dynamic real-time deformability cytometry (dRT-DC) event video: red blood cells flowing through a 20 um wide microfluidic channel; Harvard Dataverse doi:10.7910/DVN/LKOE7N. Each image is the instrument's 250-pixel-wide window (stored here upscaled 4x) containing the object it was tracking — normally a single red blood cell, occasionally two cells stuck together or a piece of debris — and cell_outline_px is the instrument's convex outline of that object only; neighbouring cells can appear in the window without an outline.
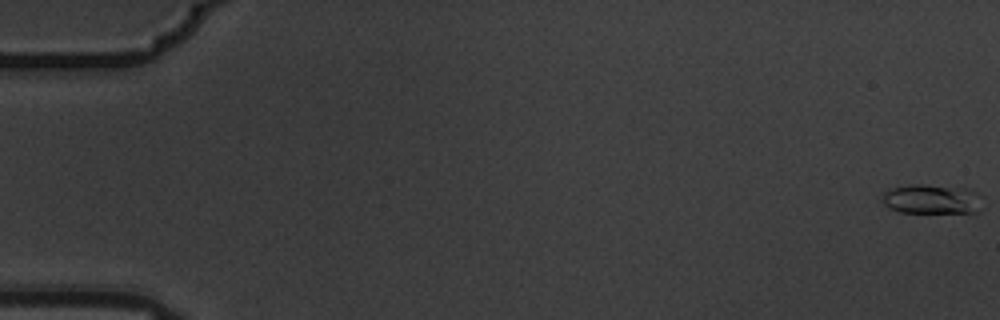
{"species": "common noctule bat (a hibernating species)", "species_latin": "Nyctalus noctula", "temperature_condition": "warm", "stored_images_in_passage": 6, "camera_frame_rate_fps": 3000, "um_per_image_px": 0.085, "animal": {"sex": "male", "body_mass_g": 19.5, "forearm_length_mm": 54.6}, "frame": {"image": 1, "passage_image": 1, "time_ms": 0.0, "image_size_px": [1000, 320], "cell_outline_px": [[984, 208], [980, 212], [900, 212], [888, 208], [880, 200], [884, 192], [888, 188], [908, 184], [924, 184], [972, 188], [984, 196]], "centroid_in_image_um": [79.28, 16.91], "position_along_channel_um": 5.7, "area_um2": 18.15}}
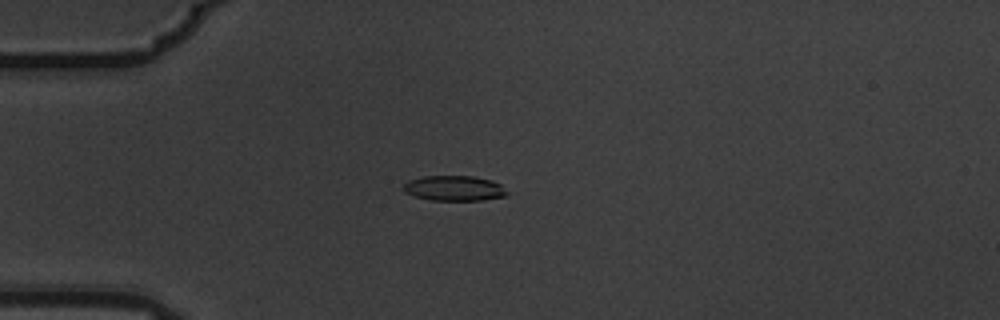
{"frame": {"image": 2, "passage_image": 5, "time_ms": 1.333, "image_size_px": [1000, 320], "cell_outline_px": [[508, 192], [504, 196], [480, 200], [432, 200], [416, 196], [404, 192], [404, 184], [408, 180], [424, 176], [472, 176], [492, 180], [500, 184]], "centroid_in_image_um": [38.6, 15.99], "position_along_channel_um": 46.4, "area_um2": 15.03}}